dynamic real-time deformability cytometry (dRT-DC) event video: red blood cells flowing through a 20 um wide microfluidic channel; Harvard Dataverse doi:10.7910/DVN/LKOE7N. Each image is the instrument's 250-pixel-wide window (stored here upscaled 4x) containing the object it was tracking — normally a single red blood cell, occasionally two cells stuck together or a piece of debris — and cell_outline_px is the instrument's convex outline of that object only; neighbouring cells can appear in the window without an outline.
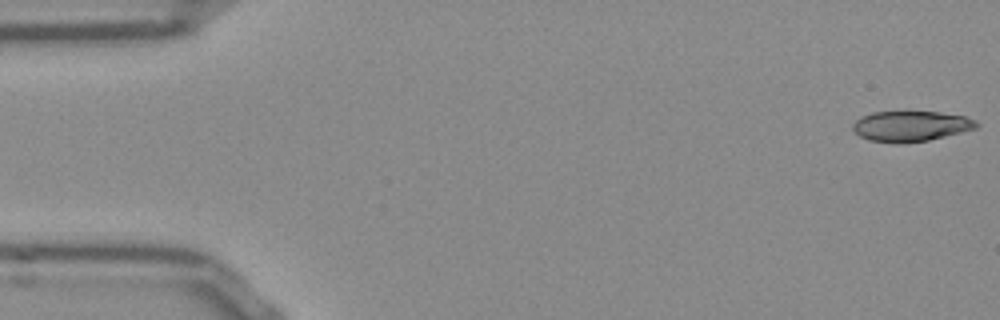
{"species": "Egyptian fruit bat (a non-hibernating species)", "species_latin": "Rousettus aegyptiacus", "temperature_condition": "room temperature", "stored_images_in_passage": 52, "camera_frame_rate_fps": 3000, "um_per_image_px": 0.085, "frame": {"image": 1, "passage_image": 1, "time_ms": 0.0, "image_size_px": [1000, 320], "cell_outline_px": [[980, 124], [976, 128], [928, 140], [900, 144], [892, 144], [868, 140], [860, 136], [852, 128], [852, 124], [860, 116], [872, 112], [940, 112], [964, 116], [976, 120]], "centroid_in_image_um": [77.38, 10.73], "position_along_channel_um": 7.6, "area_um2": 22.02}}
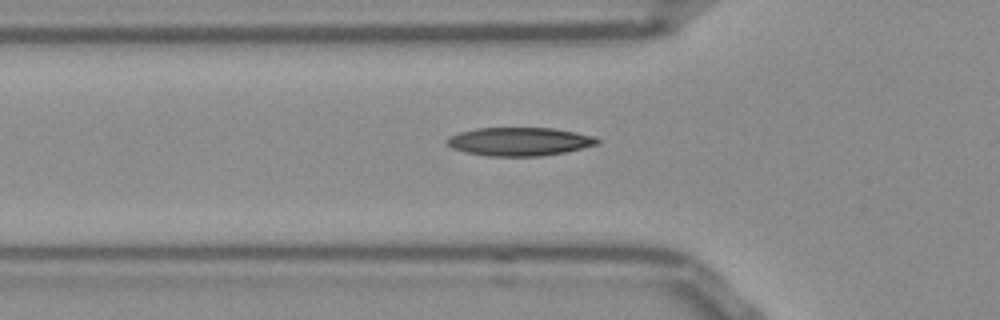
{"frame": {"image": 2, "passage_image": 17, "time_ms": 5.333, "image_size_px": [1000, 320], "cell_outline_px": [[600, 140], [596, 144], [564, 152], [544, 156], [488, 156], [468, 152], [452, 148], [444, 144], [444, 140], [448, 136], [460, 132], [476, 128], [552, 128], [592, 136]], "centroid_in_image_um": [44.06, 12.03], "position_along_channel_um": 81.7, "area_um2": 24.68}}
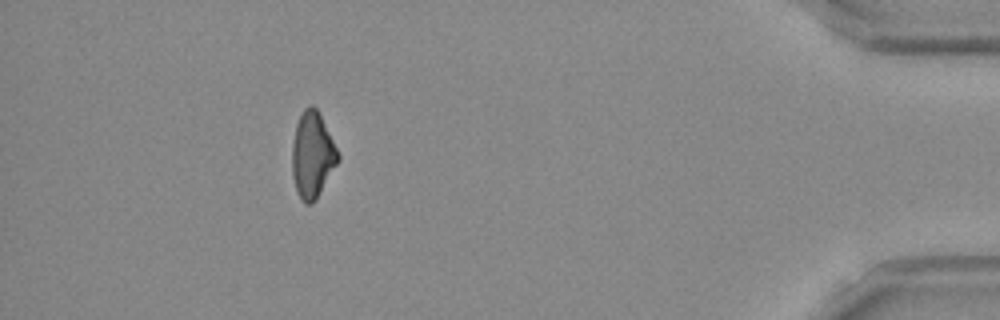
{"frame": {"image": 3, "passage_image": 47, "time_ms": 15.333, "image_size_px": [1000, 320], "cell_outline_px": [[340, 160], [316, 200], [312, 204], [304, 204], [296, 192], [292, 176], [292, 144], [296, 124], [304, 108], [312, 104], [316, 108], [340, 156]], "centroid_in_image_um": [26.54, 13.23], "position_along_channel_um": 408.7, "area_um2": 22.95}, "authors_computed_cell_mechanics": {"area_um2": 23.3801, "velocity_mm_per_s": 3.8579, "shape_relaxation_time_tau1_ms": 10.3531, "shape_relaxation_time_tau2_ms": 4.51, "deformation_change_tau1": 0.2315, "deformation_change_tau2": 0.1224}}